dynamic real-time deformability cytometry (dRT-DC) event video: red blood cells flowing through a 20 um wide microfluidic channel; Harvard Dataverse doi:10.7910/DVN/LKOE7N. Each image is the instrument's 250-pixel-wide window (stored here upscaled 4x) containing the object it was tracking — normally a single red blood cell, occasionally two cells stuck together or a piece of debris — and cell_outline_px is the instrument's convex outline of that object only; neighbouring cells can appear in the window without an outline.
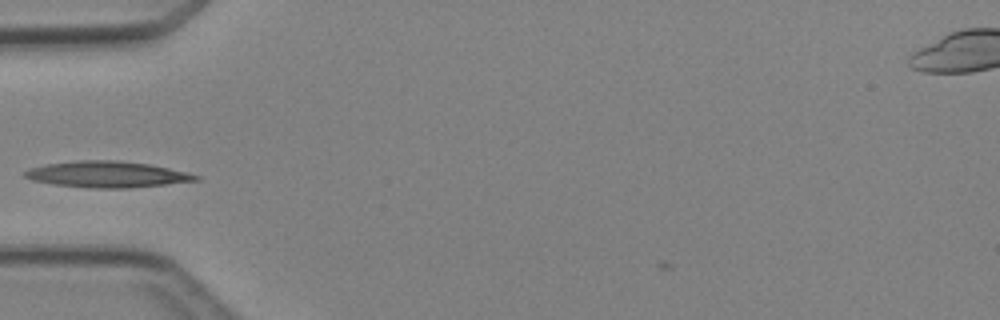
{"species": "Egyptian fruit bat (a non-hibernating species)", "species_latin": "Rousettus aegyptiacus", "temperature_condition": "cold", "stored_images_in_passage": 2, "camera_frame_rate_fps": 3000, "um_per_image_px": 0.085, "animal": {"sex": "female"}, "frame": {"image": 1, "passage_image": 1, "time_ms": 0.0, "image_size_px": [1000, 320], "cell_outline_px": [[200, 180], [128, 188], [88, 188], [52, 184], [32, 180], [24, 176], [24, 172], [28, 168], [48, 164], [72, 160], [120, 160], [148, 164], [188, 172], [200, 176]], "centroid_in_image_um": [9.08, 14.81], "position_along_channel_um": 75.9, "area_um2": 26.13}}
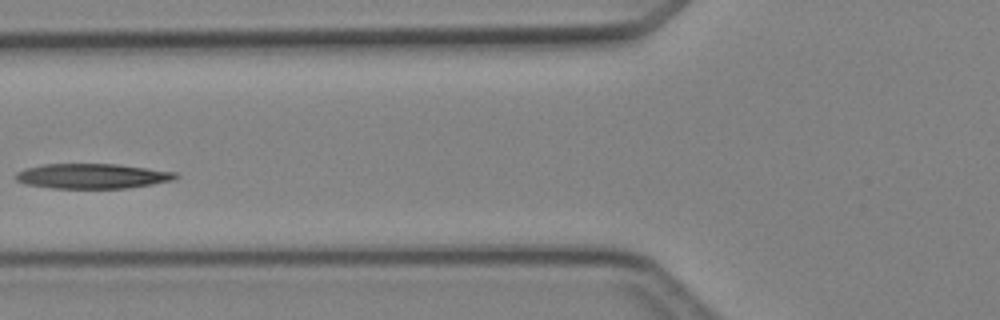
{"frame": {"image": 2, "passage_image": 2, "time_ms": 1.0, "image_size_px": [1000, 320], "cell_outline_px": [[180, 176], [172, 180], [152, 184], [128, 188], [52, 188], [24, 184], [16, 180], [12, 176], [16, 172], [24, 168], [44, 164], [116, 164], [148, 168], [176, 172]], "centroid_in_image_um": [7.79, 14.96], "position_along_channel_um": 118.0, "area_um2": 23.41}}